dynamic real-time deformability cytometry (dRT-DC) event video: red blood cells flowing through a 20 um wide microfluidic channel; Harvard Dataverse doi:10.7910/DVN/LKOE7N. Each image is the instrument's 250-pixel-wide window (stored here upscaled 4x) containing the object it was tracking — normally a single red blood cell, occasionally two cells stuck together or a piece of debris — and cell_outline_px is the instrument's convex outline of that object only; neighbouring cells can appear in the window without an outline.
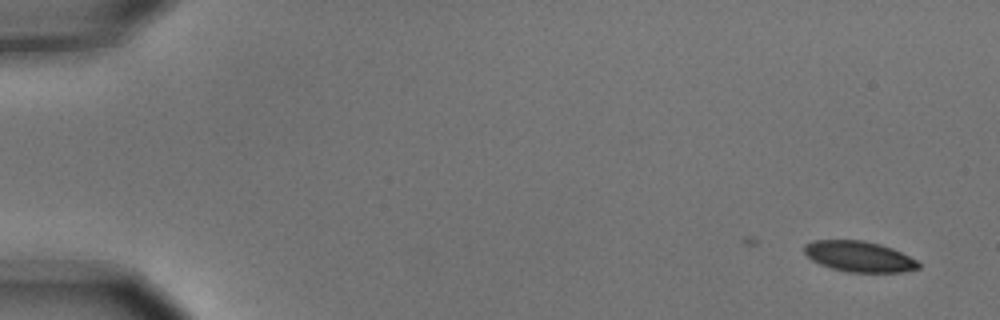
{"species": "common noctule bat (a hibernating species)", "species_latin": "Nyctalus noctula", "temperature_condition": "cold", "stored_images_in_passage": 5, "camera_frame_rate_fps": 3000, "um_per_image_px": 0.085, "animal": {"sex": "male", "body_mass_g": 15.6}, "frame": {"image": 1, "passage_image": 1, "time_ms": 0.0, "image_size_px": [1000, 320], "cell_outline_px": [[920, 268], [904, 272], [848, 272], [832, 268], [820, 264], [812, 260], [804, 252], [804, 244], [812, 240], [864, 240], [880, 244], [892, 248], [916, 260], [920, 264]], "centroid_in_image_um": [73.01, 21.8], "position_along_channel_um": 12.0, "area_um2": 20.4}}
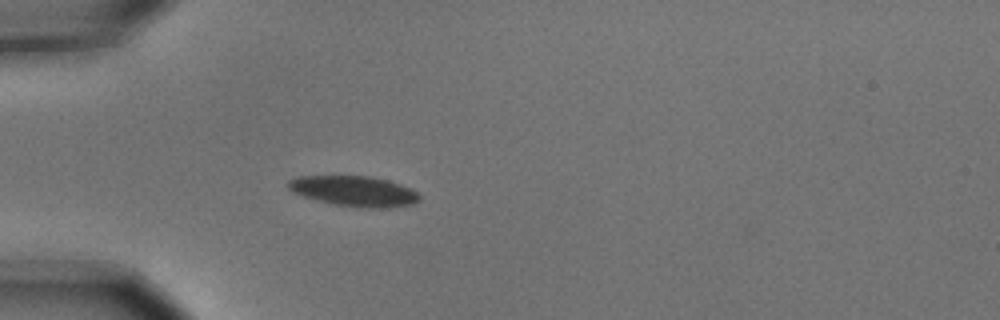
{"frame": {"image": 2, "passage_image": 5, "time_ms": 1.333, "image_size_px": [1000, 320], "cell_outline_px": [[420, 200], [412, 204], [388, 208], [356, 208], [332, 204], [304, 196], [292, 192], [288, 188], [288, 180], [300, 176], [368, 176], [388, 180], [412, 188], [420, 196]], "centroid_in_image_um": [30.12, 16.26], "position_along_channel_um": 54.9, "area_um2": 23.35}}